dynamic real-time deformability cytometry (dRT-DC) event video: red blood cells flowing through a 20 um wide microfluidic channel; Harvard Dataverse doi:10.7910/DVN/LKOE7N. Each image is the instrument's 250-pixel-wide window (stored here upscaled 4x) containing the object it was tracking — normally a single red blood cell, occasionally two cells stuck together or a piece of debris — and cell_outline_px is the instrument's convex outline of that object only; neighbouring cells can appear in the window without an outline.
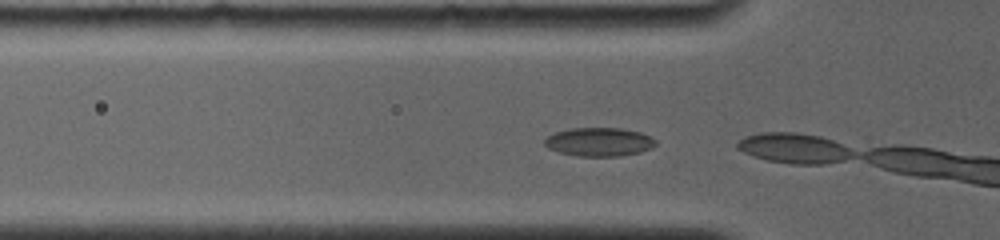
{"species": "common noctule bat (a hibernating species)", "species_latin": "Nyctalus noctula", "temperature_condition": "room temperature", "stored_images_in_passage": 4, "camera_frame_rate_fps": 4000, "um_per_image_px": 0.085, "animal": {"sex": "female", "body_mass_g": 19.0, "forearm_length_mm": 56.7}, "frame": {"image": 1, "passage_image": 2, "time_ms": 0.25, "image_size_px": [1000, 240], "cell_outline_px": [[656, 144], [652, 148], [640, 152], [620, 156], [576, 156], [560, 152], [548, 148], [544, 144], [544, 140], [548, 136], [556, 132], [572, 128], [620, 128], [640, 132], [652, 136], [656, 140]], "centroid_in_image_um": [50.96, 12.06], "position_along_channel_um": 74.8, "area_um2": 18.55}}